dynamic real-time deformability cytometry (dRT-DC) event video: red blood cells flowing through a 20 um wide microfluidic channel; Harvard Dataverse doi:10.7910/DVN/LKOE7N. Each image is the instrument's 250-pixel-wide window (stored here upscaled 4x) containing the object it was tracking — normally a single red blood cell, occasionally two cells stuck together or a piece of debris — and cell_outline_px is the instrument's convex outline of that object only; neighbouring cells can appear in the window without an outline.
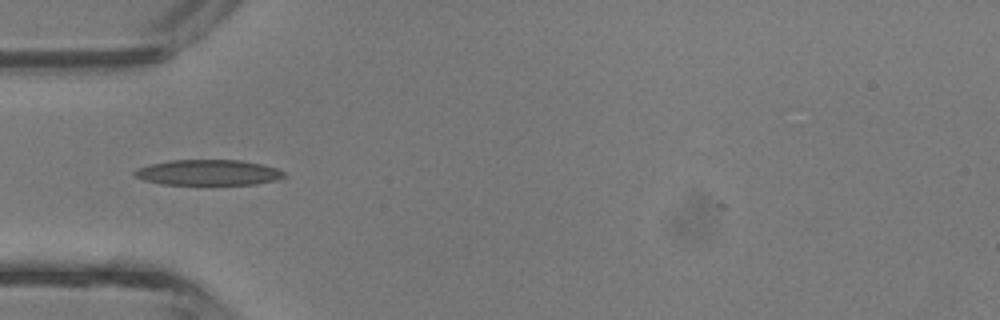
{"species": "common noctule bat (a hibernating species)", "species_latin": "Nyctalus noctula", "temperature_condition": "room temperature", "stored_images_in_passage": 28, "camera_frame_rate_fps": 3000, "um_per_image_px": 0.085, "animal": {"sex": "male", "body_mass_g": 13.3}, "frame": {"image": 1, "passage_image": 1, "time_ms": 0.0, "image_size_px": [1000, 320], "cell_outline_px": [[288, 176], [284, 180], [256, 184], [160, 184], [144, 180], [136, 176], [132, 172], [136, 168], [148, 164], [168, 160], [240, 160], [264, 164], [276, 168], [284, 172]], "centroid_in_image_um": [17.76, 14.66], "position_along_channel_um": 67.2, "area_um2": 22.66}}
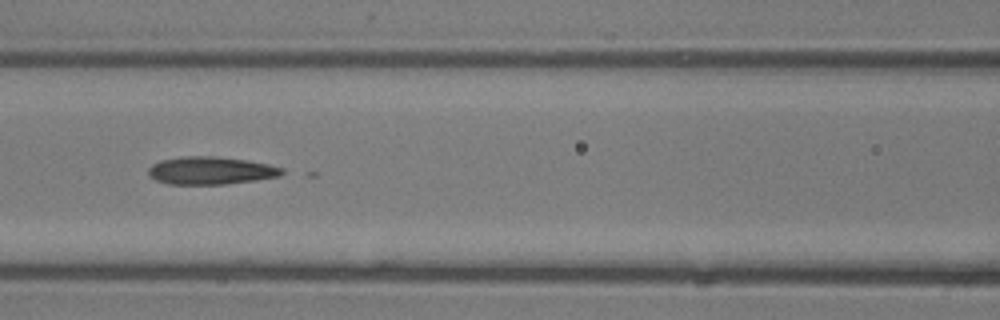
{"frame": {"image": 2, "passage_image": 6, "time_ms": 1.667, "image_size_px": [1000, 320], "cell_outline_px": [[284, 172], [280, 176], [256, 180], [224, 184], [168, 184], [156, 180], [148, 176], [148, 168], [152, 164], [160, 160], [180, 156], [212, 156], [248, 160], [268, 164], [284, 168]], "centroid_in_image_um": [17.89, 14.49], "position_along_channel_um": 148.7, "area_um2": 21.73}}
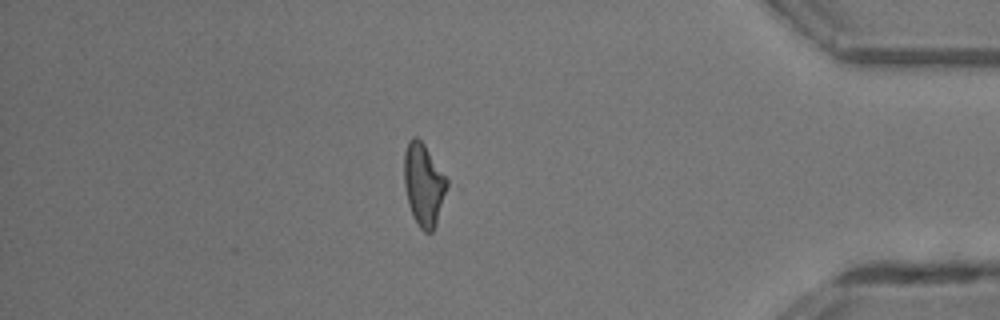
{"frame": {"image": 3, "passage_image": 24, "time_ms": 7.667, "image_size_px": [1000, 320], "cell_outline_px": [[448, 184], [436, 224], [432, 232], [424, 232], [420, 228], [412, 216], [408, 204], [404, 184], [404, 152], [408, 140], [412, 136], [416, 136], [424, 144], [448, 180]], "centroid_in_image_um": [35.99, 15.68], "position_along_channel_um": 399.2, "area_um2": 20.52}}